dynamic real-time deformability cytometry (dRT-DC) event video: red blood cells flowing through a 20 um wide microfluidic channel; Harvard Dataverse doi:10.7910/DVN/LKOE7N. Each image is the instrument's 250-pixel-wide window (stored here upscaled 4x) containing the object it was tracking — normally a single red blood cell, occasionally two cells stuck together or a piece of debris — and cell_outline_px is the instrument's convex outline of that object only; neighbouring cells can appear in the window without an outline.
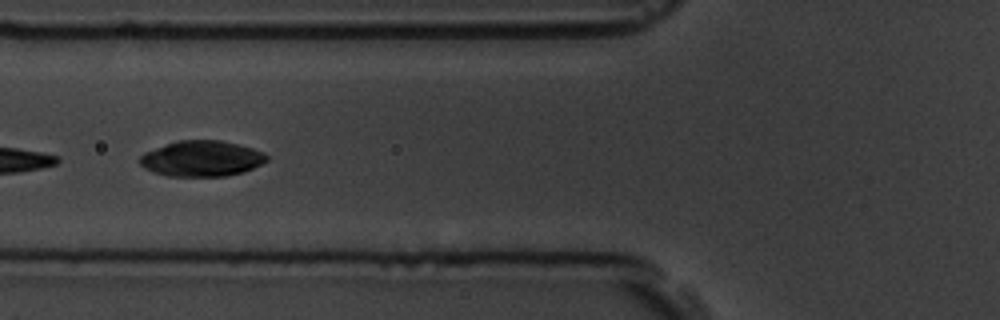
{"species": "common noctule bat (a hibernating species)", "species_latin": "Nyctalus noctula", "temperature_condition": "room temperature", "stored_images_in_passage": 10, "camera_frame_rate_fps": 3000, "um_per_image_px": 0.085, "animal": {"sex": "male", "body_mass_g": 19.5, "forearm_length_mm": 54.6}, "frame": {"image": 1, "passage_image": 7, "time_ms": 7.0, "image_size_px": [1000, 320], "cell_outline_px": [[268, 160], [244, 172], [224, 176], [168, 176], [152, 172], [144, 168], [140, 164], [140, 156], [144, 152], [176, 140], [220, 140], [252, 148], [264, 152], [268, 156]], "centroid_in_image_um": [17.12, 13.48], "position_along_channel_um": 108.7, "area_um2": 26.41}}
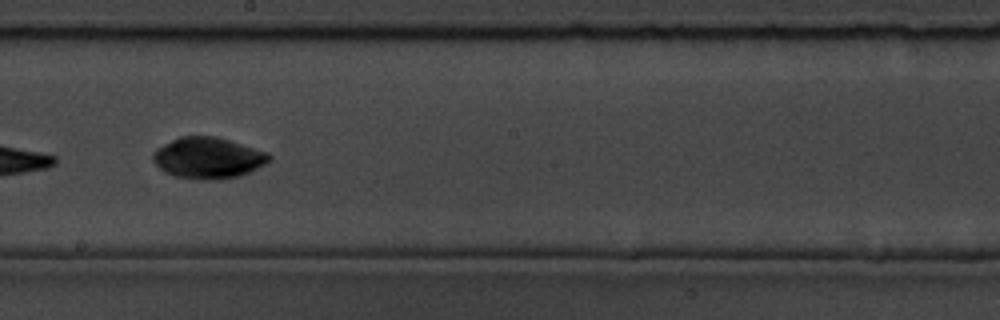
{"frame": {"image": 2, "passage_image": 10, "time_ms": 10.333, "image_size_px": [1000, 320], "cell_outline_px": [[272, 156], [264, 164], [240, 176], [216, 180], [200, 180], [176, 176], [164, 172], [152, 160], [152, 152], [156, 148], [180, 136], [216, 136], [268, 152]], "centroid_in_image_um": [17.65, 13.42], "position_along_channel_um": 230.5, "area_um2": 27.86}}